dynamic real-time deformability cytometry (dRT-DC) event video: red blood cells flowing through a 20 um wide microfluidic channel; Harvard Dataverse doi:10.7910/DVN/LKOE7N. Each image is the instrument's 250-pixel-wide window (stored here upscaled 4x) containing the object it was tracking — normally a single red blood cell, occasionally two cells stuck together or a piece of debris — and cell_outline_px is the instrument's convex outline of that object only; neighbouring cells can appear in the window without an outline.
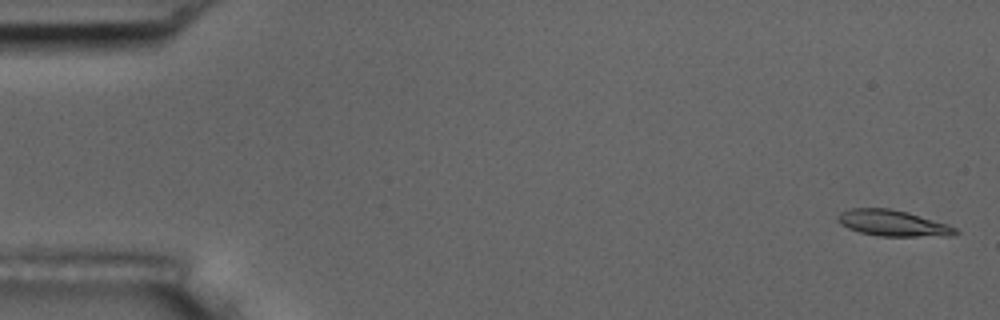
{"species": "common noctule bat (a hibernating species)", "species_latin": "Nyctalus noctula", "temperature_condition": "room temperature", "stored_images_in_passage": 9, "camera_frame_rate_fps": 3000, "um_per_image_px": 0.085, "animal": {"sex": "male", "body_mass_g": 17.5, "forearm_length_mm": 52.3}, "frame": {"image": 1, "passage_image": 1, "time_ms": 0.0, "image_size_px": [1000, 320], "cell_outline_px": [[960, 232], [952, 236], [876, 236], [860, 232], [848, 228], [840, 224], [836, 220], [836, 216], [840, 212], [852, 208], [888, 208], [908, 212], [948, 224], [956, 228]], "centroid_in_image_um": [75.89, 18.97], "position_along_channel_um": 9.1, "area_um2": 18.03}}